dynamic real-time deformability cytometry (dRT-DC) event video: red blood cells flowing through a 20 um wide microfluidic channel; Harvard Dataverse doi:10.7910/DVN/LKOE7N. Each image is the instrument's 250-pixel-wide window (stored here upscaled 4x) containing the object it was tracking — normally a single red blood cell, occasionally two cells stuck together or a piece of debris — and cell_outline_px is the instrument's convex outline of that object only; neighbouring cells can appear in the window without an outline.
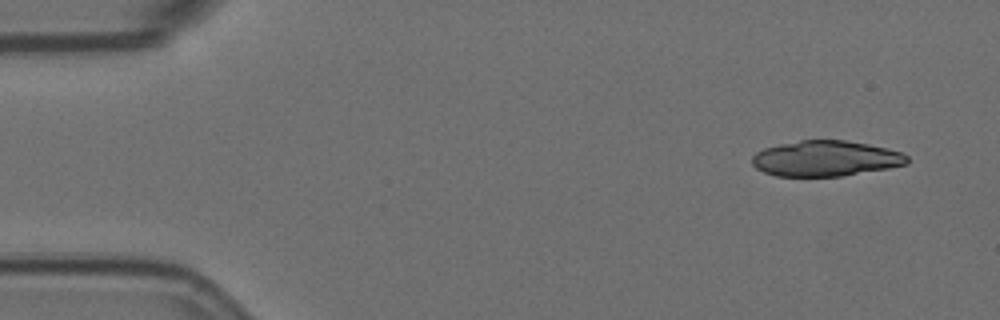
{"species": "Egyptian fruit bat (a non-hibernating species)", "species_latin": "Rousettus aegyptiacus", "temperature_condition": "room temperature", "stored_images_in_passage": 10, "camera_frame_rate_fps": 3000, "um_per_image_px": 0.085, "animal": {"sex": "female"}, "frame": {"image": 1, "passage_image": 1, "time_ms": 0.0, "image_size_px": [1000, 320], "cell_outline_px": [[908, 164], [888, 168], [840, 176], [776, 176], [764, 172], [756, 168], [752, 164], [752, 156], [756, 152], [764, 148], [780, 144], [800, 140], [844, 140], [868, 144], [888, 148], [900, 152], [908, 156]], "centroid_in_image_um": [70.17, 13.47], "position_along_channel_um": 14.8, "area_um2": 32.08}}
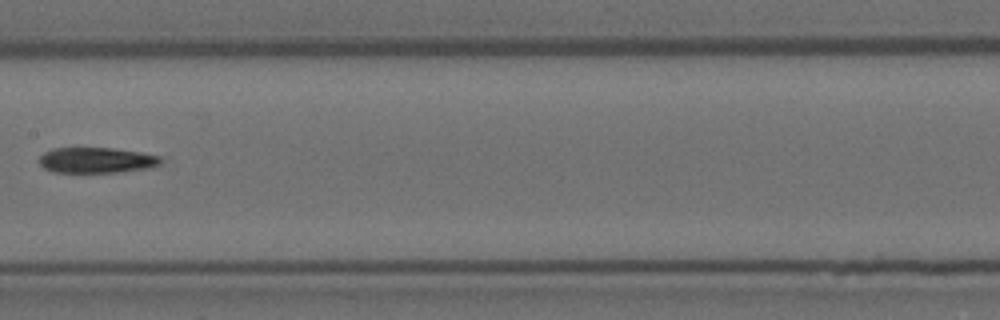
{"frame": {"image": 2, "passage_image": 8, "time_ms": 2.333, "image_size_px": [1000, 320], "cell_outline_px": [[160, 164], [148, 168], [116, 172], [52, 172], [44, 168], [40, 164], [40, 156], [44, 152], [52, 148], [112, 148], [140, 152], [160, 156]], "centroid_in_image_um": [8.17, 13.61], "position_along_channel_um": 199.2, "area_um2": 17.98}}
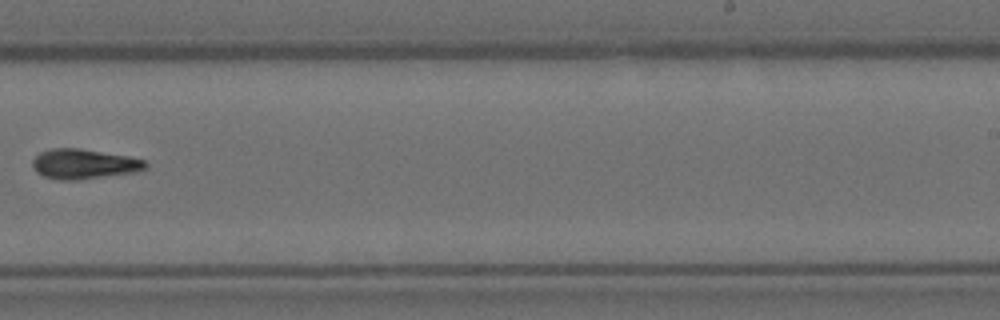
{"frame": {"image": 3, "passage_image": 10, "time_ms": 3.0, "image_size_px": [1000, 320], "cell_outline_px": [[148, 168], [136, 172], [76, 180], [56, 180], [44, 176], [36, 172], [32, 164], [32, 160], [40, 152], [52, 148], [80, 148], [128, 156], [144, 160], [148, 164]], "centroid_in_image_um": [7.13, 13.94], "position_along_channel_um": 281.9, "area_um2": 19.77}}